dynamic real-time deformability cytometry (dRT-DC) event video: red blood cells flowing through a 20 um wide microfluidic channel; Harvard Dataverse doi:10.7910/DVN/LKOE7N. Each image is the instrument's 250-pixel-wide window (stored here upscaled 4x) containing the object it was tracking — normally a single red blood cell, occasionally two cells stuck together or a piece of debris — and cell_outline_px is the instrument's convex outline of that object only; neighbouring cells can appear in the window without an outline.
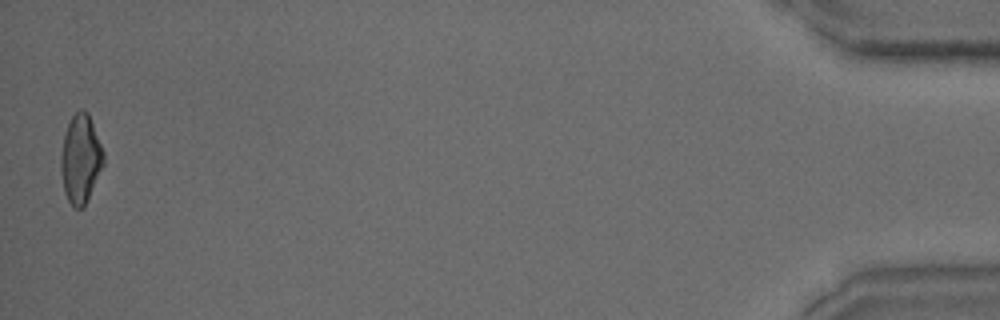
{"species": "common noctule bat (a hibernating species)", "species_latin": "Nyctalus noctula", "temperature_condition": "warm", "stored_images_in_passage": 38, "camera_frame_rate_fps": 3000, "um_per_image_px": 0.085, "animal": {"sex": "male", "body_mass_g": 15.6}, "frame": {"image": 1, "passage_image": 38, "time_ms": 12.333, "image_size_px": [1000, 320], "cell_outline_px": [[104, 164], [88, 200], [80, 208], [76, 208], [68, 200], [64, 192], [60, 168], [60, 156], [64, 136], [68, 124], [72, 116], [80, 108], [88, 112], [104, 152]], "centroid_in_image_um": [6.85, 13.5], "position_along_channel_um": 428.3, "area_um2": 21.96}}